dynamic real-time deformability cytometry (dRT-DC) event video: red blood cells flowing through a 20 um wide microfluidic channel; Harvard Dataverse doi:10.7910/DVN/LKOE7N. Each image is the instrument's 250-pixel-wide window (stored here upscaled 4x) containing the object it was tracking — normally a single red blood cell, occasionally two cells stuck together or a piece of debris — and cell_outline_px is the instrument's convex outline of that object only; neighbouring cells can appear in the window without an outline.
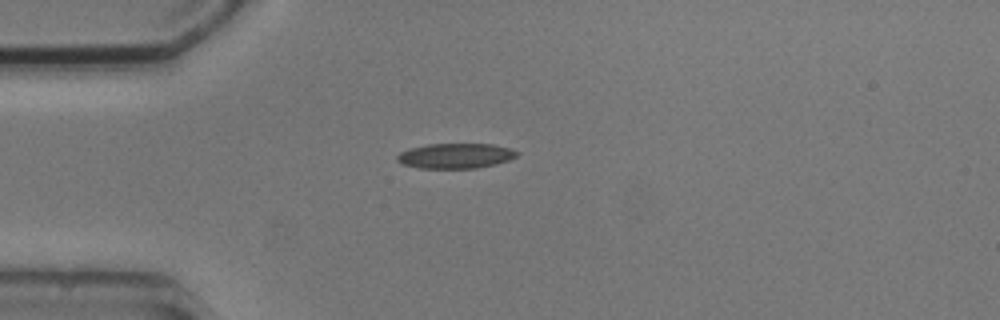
{"species": "common noctule bat (a hibernating species)", "species_latin": "Nyctalus noctula", "temperature_condition": "cold", "stored_images_in_passage": 4, "camera_frame_rate_fps": 3000, "um_per_image_px": 0.085, "animal": {"sex": "male", "body_mass_g": 20.5, "forearm_length_mm": 52.5}, "frame": {"image": 1, "passage_image": 1, "time_ms": 0.0, "image_size_px": [1000, 320], "cell_outline_px": [[520, 152], [516, 156], [508, 160], [496, 164], [476, 168], [420, 168], [404, 164], [396, 160], [396, 156], [400, 152], [412, 148], [428, 144], [492, 144], [512, 148]], "centroid_in_image_um": [38.75, 13.24], "position_along_channel_um": 46.2, "area_um2": 17.46}}